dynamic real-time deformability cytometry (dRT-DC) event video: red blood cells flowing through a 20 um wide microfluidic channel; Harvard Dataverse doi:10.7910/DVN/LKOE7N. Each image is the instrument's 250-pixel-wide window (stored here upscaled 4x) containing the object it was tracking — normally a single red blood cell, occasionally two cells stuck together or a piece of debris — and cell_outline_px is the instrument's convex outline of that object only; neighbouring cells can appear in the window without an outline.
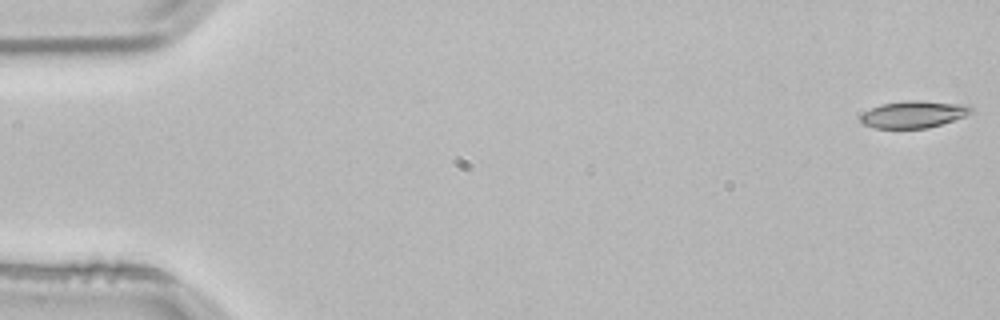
{"species": "common noctule bat (a hibernating species)", "species_latin": "Nyctalus noctula", "temperature_condition": "room temperature", "stored_images_in_passage": 53, "camera_frame_rate_fps": 3000, "um_per_image_px": 0.085, "animal": {"sex": "male", "body_mass_g": 21.5, "forearm_length_mm": 52.0}, "frame": {"image": 1, "passage_image": 1, "time_ms": 0.0, "image_size_px": [1000, 320], "cell_outline_px": [[972, 112], [964, 116], [928, 128], [876, 128], [864, 124], [860, 120], [860, 116], [864, 112], [880, 104], [904, 100], [920, 100], [968, 104], [972, 108]], "centroid_in_image_um": [77.66, 9.7], "position_along_channel_um": 7.3, "area_um2": 17.4}}
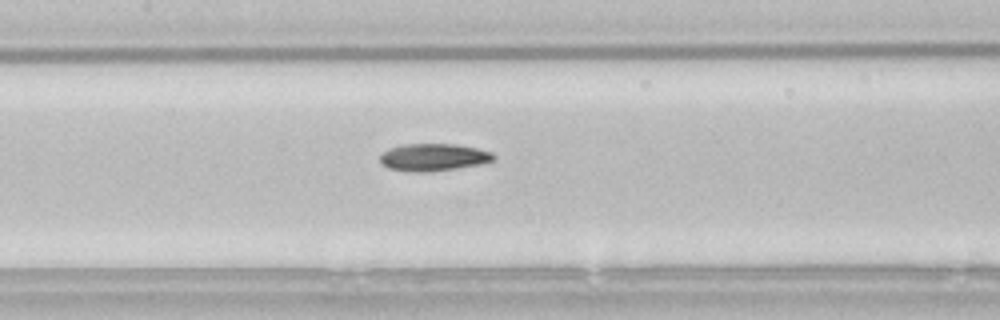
{"frame": {"image": 2, "passage_image": 25, "time_ms": 8.0, "image_size_px": [1000, 320], "cell_outline_px": [[496, 156], [492, 160], [480, 164], [456, 168], [424, 172], [416, 172], [388, 168], [380, 164], [380, 156], [384, 152], [392, 148], [404, 144], [456, 144], [476, 148], [492, 152]], "centroid_in_image_um": [36.84, 13.36], "position_along_channel_um": 170.6, "area_um2": 17.86}}
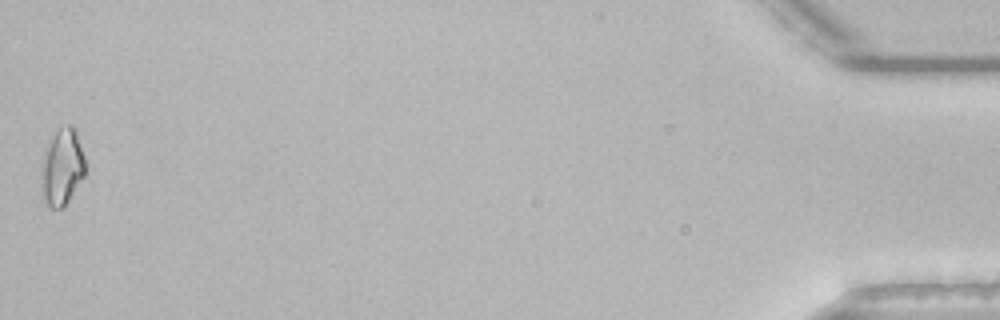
{"frame": {"image": 3, "passage_image": 53, "time_ms": 17.333, "image_size_px": [1000, 320], "cell_outline_px": [[84, 176], [64, 208], [52, 208], [48, 204], [44, 196], [40, 172], [40, 164], [44, 152], [52, 136], [60, 128], [68, 124], [72, 124], [76, 128], [84, 156]], "centroid_in_image_um": [5.28, 14.17], "position_along_channel_um": 429.9, "area_um2": 19.59}, "authors_computed_cell_mechanics": {"area_um2": 17.629, "velocity_mm_per_s": 3.8442, "shape_relaxation_time_tau1_ms": 6.6519, "shape_relaxation_time_tau2_ms": 6.9114, "deformation_change_tau1": 0.1654, "deformation_change_tau2": 0.1459}}